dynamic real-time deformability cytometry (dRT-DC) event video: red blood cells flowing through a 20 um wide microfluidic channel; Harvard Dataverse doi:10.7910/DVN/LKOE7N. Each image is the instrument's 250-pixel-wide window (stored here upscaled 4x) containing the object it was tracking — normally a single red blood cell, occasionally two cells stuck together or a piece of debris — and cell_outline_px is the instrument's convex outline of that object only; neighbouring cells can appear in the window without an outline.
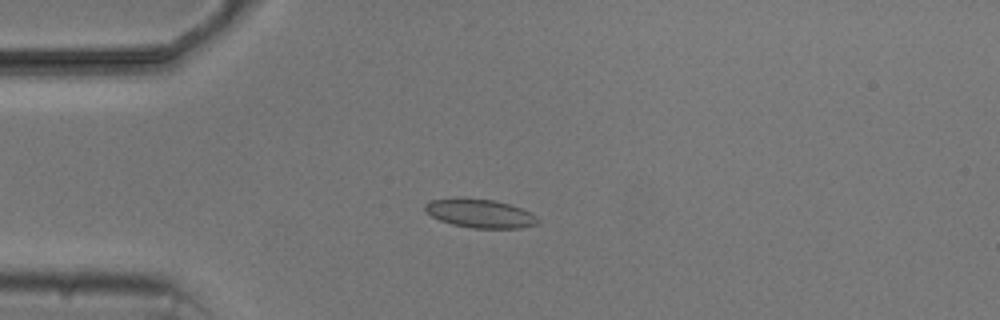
{"species": "common noctule bat (a hibernating species)", "species_latin": "Nyctalus noctula", "temperature_condition": "cold", "stored_images_in_passage": 6, "camera_frame_rate_fps": 3000, "um_per_image_px": 0.085, "animal": {"sex": "male", "body_mass_g": 20.5, "forearm_length_mm": 52.5}, "frame": {"image": 1, "passage_image": 3, "time_ms": 2.333, "image_size_px": [1000, 320], "cell_outline_px": [[540, 220], [536, 224], [520, 228], [472, 228], [452, 224], [440, 220], [424, 212], [424, 204], [432, 200], [456, 196], [460, 196], [492, 200], [508, 204], [532, 212]], "centroid_in_image_um": [40.75, 18.12], "position_along_channel_um": 44.2, "area_um2": 19.13}}
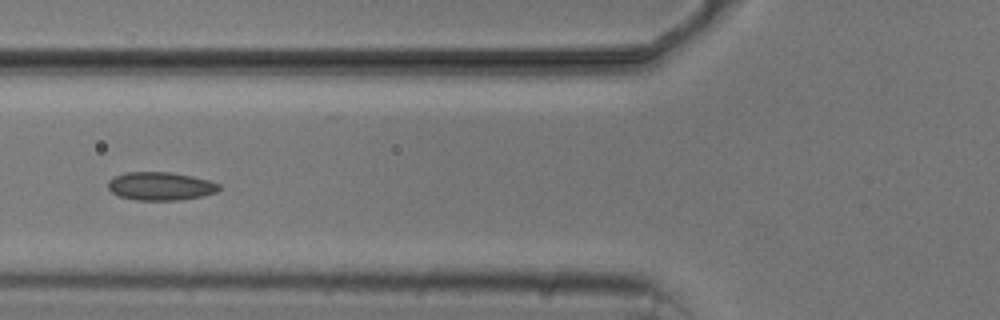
{"frame": {"image": 2, "passage_image": 5, "time_ms": 4.667, "image_size_px": [1000, 320], "cell_outline_px": [[220, 188], [216, 192], [200, 196], [180, 200], [132, 200], [120, 196], [112, 192], [108, 188], [108, 180], [112, 176], [124, 172], [172, 172], [192, 176], [208, 180], [220, 184]], "centroid_in_image_um": [13.6, 15.81], "position_along_channel_um": 112.2, "area_um2": 18.38}}
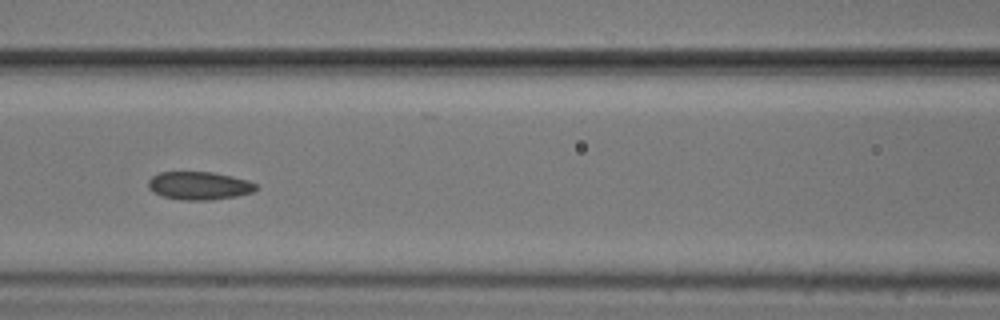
{"frame": {"image": 3, "passage_image": 6, "time_ms": 5.667, "image_size_px": [1000, 320], "cell_outline_px": [[260, 188], [252, 192], [236, 196], [212, 200], [180, 200], [164, 196], [152, 192], [148, 188], [148, 180], [152, 176], [160, 172], [212, 172], [232, 176], [248, 180], [256, 184]], "centroid_in_image_um": [16.93, 15.78], "position_along_channel_um": 149.7, "area_um2": 17.74}}